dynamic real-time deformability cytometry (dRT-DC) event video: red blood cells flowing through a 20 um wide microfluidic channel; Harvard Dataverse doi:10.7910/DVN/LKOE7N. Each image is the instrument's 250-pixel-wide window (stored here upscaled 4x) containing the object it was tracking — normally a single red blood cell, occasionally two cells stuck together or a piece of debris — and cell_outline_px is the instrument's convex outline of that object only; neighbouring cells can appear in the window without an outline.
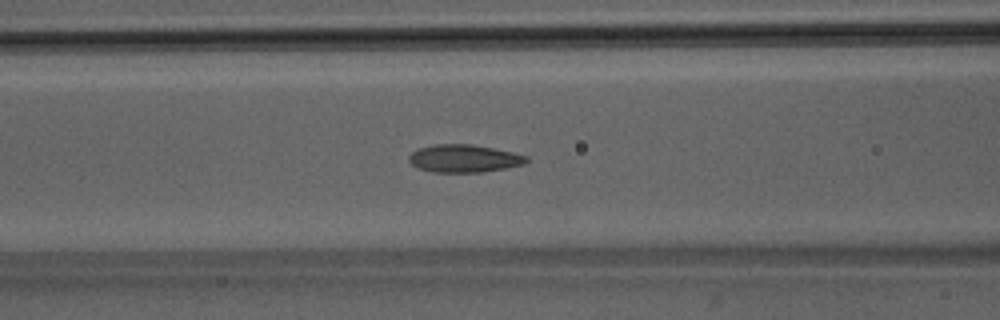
{"species": "Egyptian fruit bat (a non-hibernating species)", "species_latin": "Rousettus aegyptiacus", "temperature_condition": "room temperature", "stored_images_in_passage": 40, "camera_frame_rate_fps": 3000, "um_per_image_px": 0.085, "animal": {"sex": "male"}, "frame": {"image": 1, "passage_image": 10, "time_ms": 3.0, "image_size_px": [1000, 320], "cell_outline_px": [[528, 160], [524, 164], [484, 172], [432, 172], [416, 168], [408, 160], [408, 156], [412, 152], [420, 148], [432, 144], [472, 144], [512, 152], [528, 156]], "centroid_in_image_um": [39.41, 13.47], "position_along_channel_um": 127.2, "area_um2": 19.02}}
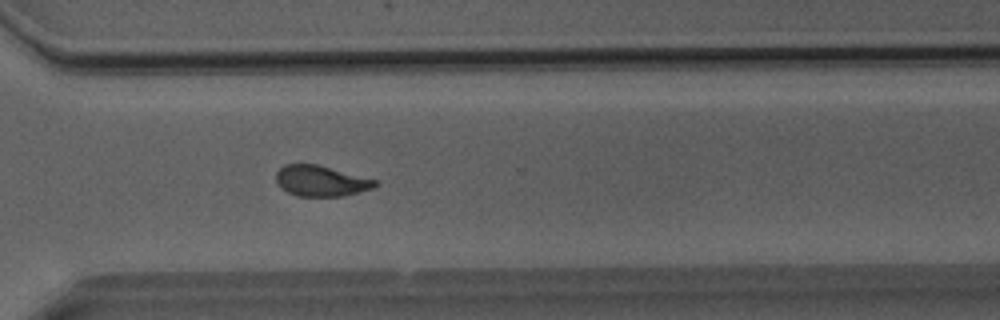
{"frame": {"image": 2, "passage_image": 26, "time_ms": 8.333, "image_size_px": [1000, 320], "cell_outline_px": [[380, 184], [372, 188], [344, 196], [296, 196], [280, 188], [276, 180], [276, 172], [284, 164], [316, 164], [380, 180]], "centroid_in_image_um": [27.31, 15.38], "position_along_channel_um": 343.3, "area_um2": 17.92}}
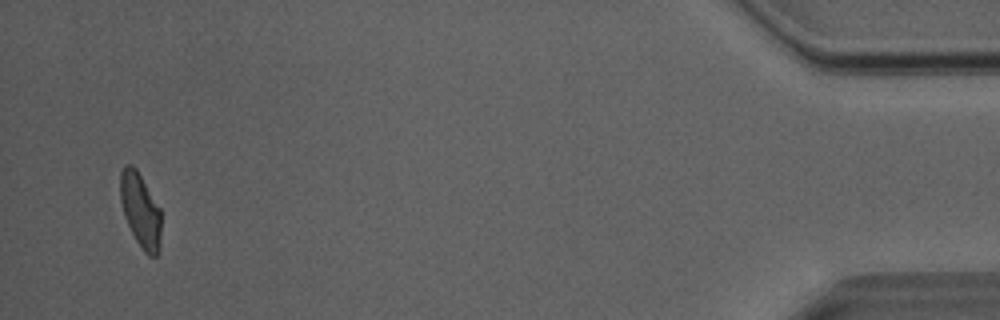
{"frame": {"image": 3, "passage_image": 38, "time_ms": 12.333, "image_size_px": [1000, 320], "cell_outline_px": [[160, 252], [156, 256], [148, 256], [144, 252], [136, 240], [124, 216], [120, 200], [120, 172], [124, 164], [132, 164], [136, 168], [160, 208]], "centroid_in_image_um": [11.93, 17.87], "position_along_channel_um": 423.3, "area_um2": 17.74}, "authors_computed_cell_mechanics": {"area_um2": 18.4093, "velocity_mm_per_s": 4.0634, "shape_relaxation_time_tau1_ms": 4.0408, "shape_relaxation_time_tau2_ms": 1.2264, "deformation_change_tau1": 0.1521, "deformation_change_tau2": 0.0836}}